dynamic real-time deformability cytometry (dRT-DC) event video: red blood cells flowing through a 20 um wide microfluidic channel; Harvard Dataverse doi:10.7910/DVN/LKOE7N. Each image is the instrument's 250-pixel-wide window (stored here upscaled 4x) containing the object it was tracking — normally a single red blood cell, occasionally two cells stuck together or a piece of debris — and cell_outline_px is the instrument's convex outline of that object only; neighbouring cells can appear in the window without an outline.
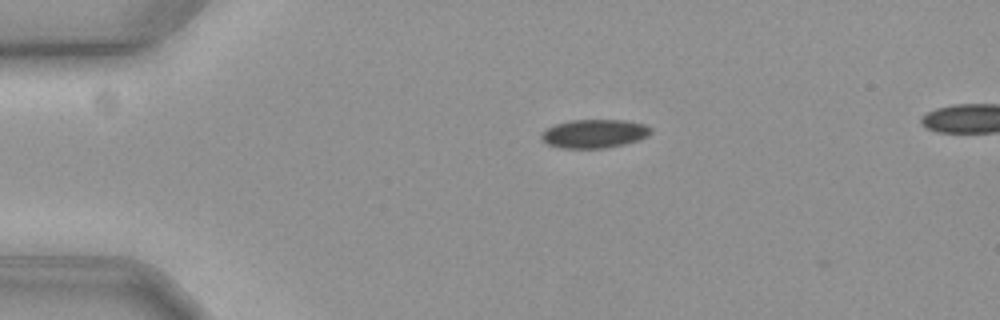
{"species": "common noctule bat (a hibernating species)", "species_latin": "Nyctalus noctula", "temperature_condition": "cold", "stored_images_in_passage": 9, "camera_frame_rate_fps": 3000, "um_per_image_px": 0.085, "animal": {"sex": "female", "body_mass_g": 19.3, "forearm_length_mm": 54.1}, "frame": {"image": 1, "passage_image": 3, "time_ms": 0.667, "image_size_px": [1000, 320], "cell_outline_px": [[652, 132], [648, 136], [640, 140], [624, 144], [604, 148], [560, 148], [548, 144], [540, 140], [540, 132], [544, 128], [556, 124], [572, 120], [624, 120], [644, 124], [652, 128]], "centroid_in_image_um": [50.49, 11.36], "position_along_channel_um": 34.5, "area_um2": 18.5}}